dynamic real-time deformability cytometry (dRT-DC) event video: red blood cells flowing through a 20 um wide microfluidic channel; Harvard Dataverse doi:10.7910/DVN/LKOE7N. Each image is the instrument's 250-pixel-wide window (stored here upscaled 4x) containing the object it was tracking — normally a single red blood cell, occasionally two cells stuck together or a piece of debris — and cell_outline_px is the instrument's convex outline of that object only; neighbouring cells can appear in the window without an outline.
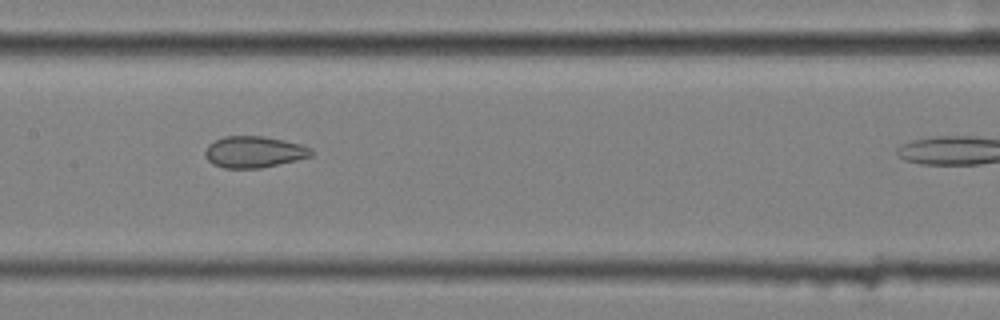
{"species": "common noctule bat (a hibernating species)", "species_latin": "Nyctalus noctula", "temperature_condition": "cold", "stored_images_in_passage": 27, "camera_frame_rate_fps": 3000, "um_per_image_px": 0.085, "animal": {"sex": "female", "body_mass_g": 25.1}, "frame": {"image": 1, "passage_image": 23, "time_ms": 7.333, "image_size_px": [1000, 320], "cell_outline_px": [[312, 156], [296, 160], [260, 168], [224, 168], [212, 164], [204, 156], [204, 152], [208, 144], [224, 136], [264, 136], [284, 140], [300, 144], [312, 148]], "centroid_in_image_um": [21.57, 12.91], "position_along_channel_um": 185.8, "area_um2": 19.48}}